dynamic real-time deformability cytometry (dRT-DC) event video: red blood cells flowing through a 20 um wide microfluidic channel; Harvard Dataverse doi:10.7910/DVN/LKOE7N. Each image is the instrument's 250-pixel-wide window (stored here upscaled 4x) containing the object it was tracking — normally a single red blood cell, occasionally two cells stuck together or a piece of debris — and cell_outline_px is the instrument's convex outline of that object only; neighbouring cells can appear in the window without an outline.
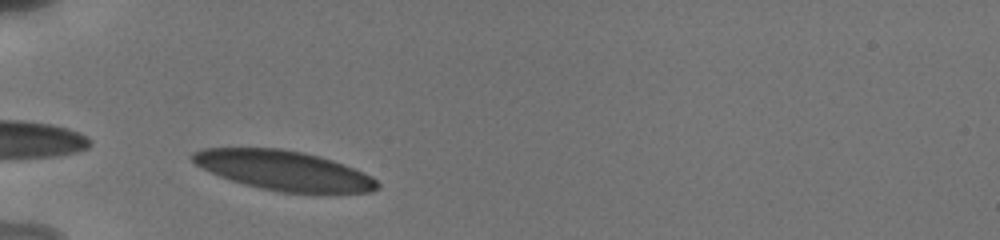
{"species": "human", "species_latin": "Homo sapiens", "temperature_condition": "cold", "stored_images_in_passage": 3, "camera_frame_rate_fps": 3000, "um_per_image_px": 0.085, "donor": {"sex": "male"}, "frame": {"image": 1, "passage_image": 2, "time_ms": 0.333, "image_size_px": [1000, 240], "cell_outline_px": [[380, 188], [372, 192], [332, 196], [320, 196], [280, 192], [260, 188], [244, 184], [220, 176], [196, 164], [188, 156], [192, 152], [204, 148], [280, 148], [304, 152], [320, 156], [344, 164], [372, 176], [380, 184]], "centroid_in_image_um": [24.25, 14.54], "position_along_channel_um": 60.8, "area_um2": 43.93}}